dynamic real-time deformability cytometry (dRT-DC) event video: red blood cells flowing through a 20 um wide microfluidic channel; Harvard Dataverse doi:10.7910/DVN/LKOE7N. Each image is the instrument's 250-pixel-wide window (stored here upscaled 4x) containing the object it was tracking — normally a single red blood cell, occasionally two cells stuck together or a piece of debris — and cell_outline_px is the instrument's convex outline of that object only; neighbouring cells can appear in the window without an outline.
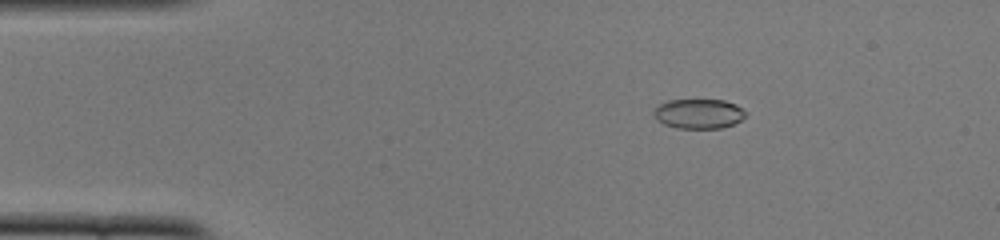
{"species": "common noctule bat (a hibernating species)", "species_latin": "Nyctalus noctula", "temperature_condition": "cold", "stored_images_in_passage": 52, "camera_frame_rate_fps": 3000, "um_per_image_px": 0.085, "animal": {"sex": "female", "body_mass_g": 22.0, "forearm_length_mm": 56.7}, "frame": {"image": 1, "passage_image": 9, "time_ms": 2.667, "image_size_px": [1000, 240], "cell_outline_px": [[748, 112], [740, 120], [732, 124], [720, 128], [676, 128], [664, 124], [656, 120], [652, 112], [660, 104], [668, 100], [724, 100], [736, 104]], "centroid_in_image_um": [59.38, 9.66], "position_along_channel_um": 25.6, "area_um2": 15.9}}
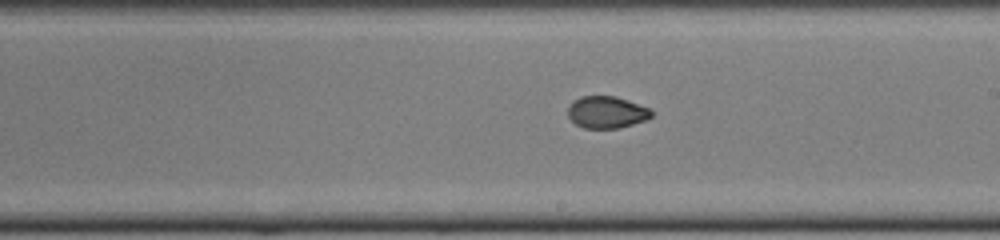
{"frame": {"image": 2, "passage_image": 30, "time_ms": 9.667, "image_size_px": [1000, 240], "cell_outline_px": [[652, 116], [644, 120], [632, 124], [616, 128], [584, 128], [576, 124], [568, 116], [568, 108], [572, 100], [580, 96], [616, 96], [648, 108], [652, 112]], "centroid_in_image_um": [51.52, 9.53], "position_along_channel_um": 237.5, "area_um2": 15.37}}
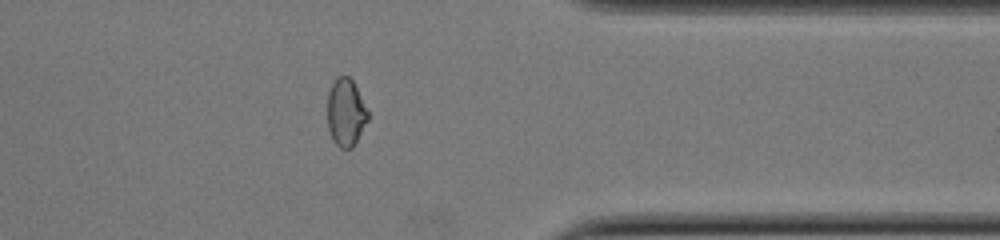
{"frame": {"image": 3, "passage_image": 42, "time_ms": 13.667, "image_size_px": [1000, 240], "cell_outline_px": [[368, 120], [352, 148], [340, 148], [332, 140], [328, 128], [328, 92], [332, 80], [336, 76], [348, 76], [352, 80], [368, 112]], "centroid_in_image_um": [29.37, 9.55], "position_along_channel_um": 382.0, "area_um2": 15.84}, "authors_computed_cell_mechanics": {"area_um2": 16.473, "velocity_mm_per_s": 3.881, "shape_relaxation_time_tau1_ms": null, "shape_relaxation_time_tau2_ms": 1.2153, "deformation_change_tau1": null, "deformation_change_tau2": 0.0377}}